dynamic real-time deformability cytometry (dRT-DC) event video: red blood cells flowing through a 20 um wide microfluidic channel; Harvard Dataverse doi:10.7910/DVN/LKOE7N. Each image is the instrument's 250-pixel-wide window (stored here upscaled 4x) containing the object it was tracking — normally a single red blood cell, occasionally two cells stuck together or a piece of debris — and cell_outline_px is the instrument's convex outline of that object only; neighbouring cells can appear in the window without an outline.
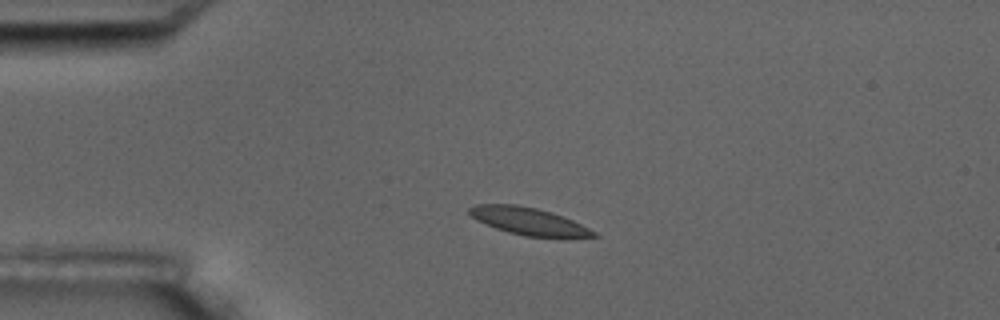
{"species": "common noctule bat (a hibernating species)", "species_latin": "Nyctalus noctula", "temperature_condition": "room temperature", "stored_images_in_passage": 3, "camera_frame_rate_fps": 3000, "um_per_image_px": 0.085, "animal": {"sex": "male", "body_mass_g": 17.5, "forearm_length_mm": 52.3}, "frame": {"image": 1, "passage_image": 2, "time_ms": 1.333, "image_size_px": [1000, 320], "cell_outline_px": [[600, 236], [564, 240], [560, 240], [524, 236], [508, 232], [496, 228], [476, 220], [468, 212], [468, 208], [476, 204], [516, 204], [536, 208], [552, 212], [572, 220], [596, 232]], "centroid_in_image_um": [45.02, 18.85], "position_along_channel_um": 40.0, "area_um2": 20.52}}